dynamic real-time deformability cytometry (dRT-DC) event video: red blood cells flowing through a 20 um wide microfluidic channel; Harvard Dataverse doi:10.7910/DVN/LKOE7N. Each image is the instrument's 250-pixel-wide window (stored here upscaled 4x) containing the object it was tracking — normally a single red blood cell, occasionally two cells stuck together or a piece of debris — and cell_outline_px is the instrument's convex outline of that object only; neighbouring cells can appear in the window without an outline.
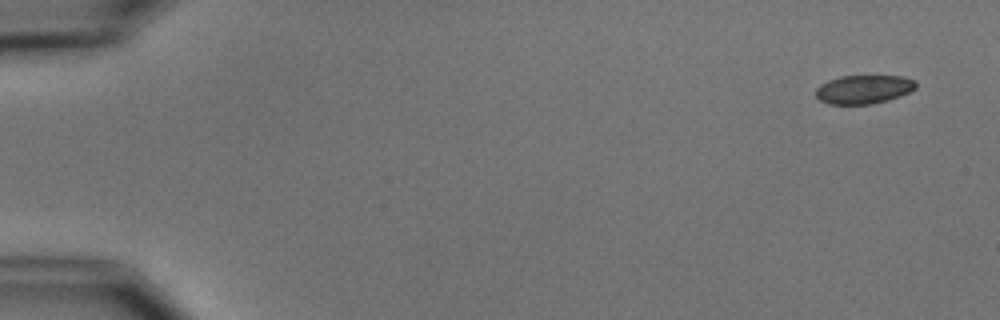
{"species": "common noctule bat (a hibernating species)", "species_latin": "Nyctalus noctula", "temperature_condition": "cold", "stored_images_in_passage": 5, "camera_frame_rate_fps": 3000, "um_per_image_px": 0.085, "animal": {"sex": "male", "body_mass_g": 15.6}, "frame": {"image": 1, "passage_image": 1, "time_ms": 0.0, "image_size_px": [1000, 320], "cell_outline_px": [[916, 88], [900, 96], [888, 100], [872, 104], [828, 104], [820, 100], [816, 96], [816, 88], [820, 84], [828, 80], [840, 76], [904, 76], [916, 80]], "centroid_in_image_um": [73.42, 7.59], "position_along_channel_um": 11.6, "area_um2": 16.82}}
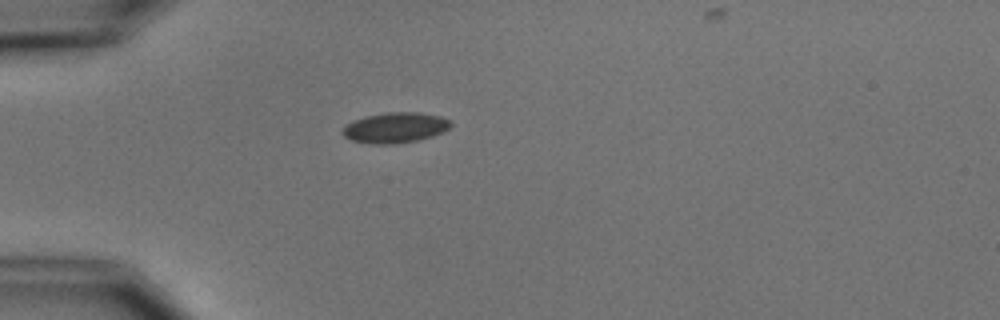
{"frame": {"image": 2, "passage_image": 4, "time_ms": 4.333, "image_size_px": [1000, 320], "cell_outline_px": [[452, 124], [444, 132], [420, 140], [392, 144], [372, 144], [352, 140], [344, 136], [340, 132], [344, 124], [352, 120], [364, 116], [388, 112], [420, 112], [440, 116], [452, 120]], "centroid_in_image_um": [33.57, 10.84], "position_along_channel_um": 51.4, "area_um2": 19.54}}